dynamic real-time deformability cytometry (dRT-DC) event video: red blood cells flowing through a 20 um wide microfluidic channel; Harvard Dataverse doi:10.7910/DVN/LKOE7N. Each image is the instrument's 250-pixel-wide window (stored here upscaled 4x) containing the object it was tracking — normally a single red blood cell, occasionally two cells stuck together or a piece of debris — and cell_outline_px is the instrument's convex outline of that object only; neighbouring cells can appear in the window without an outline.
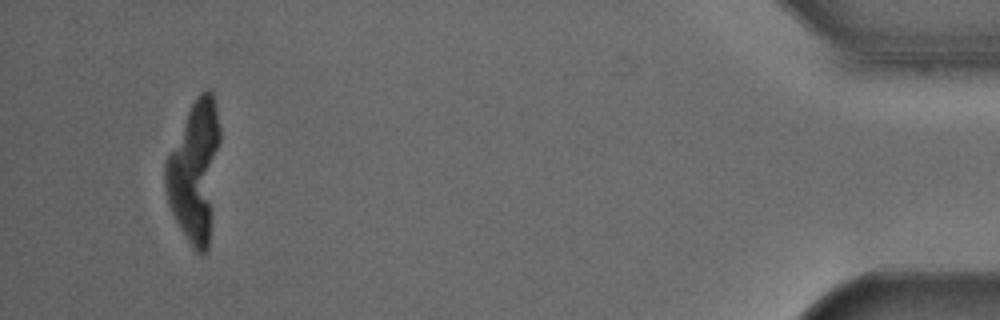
{"species": "Egyptian fruit bat (a non-hibernating species)", "species_latin": "Rousettus aegyptiacus", "temperature_condition": "cold", "stored_images_in_passage": 53, "camera_frame_rate_fps": 3000, "um_per_image_px": 0.085, "animal": {"sex": "male"}, "frame": {"image": 1, "passage_image": 51, "time_ms": 16.667, "image_size_px": [1000, 320], "cell_outline_px": [[220, 140], [208, 248], [200, 256], [192, 248], [180, 228], [168, 204], [164, 188], [164, 164], [188, 112], [196, 96], [200, 92], [208, 88], [212, 88], [220, 128]], "centroid_in_image_um": [16.54, 14.54], "position_along_channel_um": 418.7, "area_um2": 44.33}}